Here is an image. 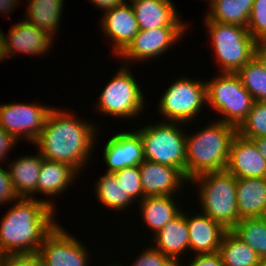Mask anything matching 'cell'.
<instances>
[{
  "label": "cell",
  "mask_w": 266,
  "mask_h": 266,
  "mask_svg": "<svg viewBox=\"0 0 266 266\" xmlns=\"http://www.w3.org/2000/svg\"><path fill=\"white\" fill-rule=\"evenodd\" d=\"M97 129L92 123L53 107L34 145L44 159L68 164L79 173L92 155Z\"/></svg>",
  "instance_id": "1"
},
{
  "label": "cell",
  "mask_w": 266,
  "mask_h": 266,
  "mask_svg": "<svg viewBox=\"0 0 266 266\" xmlns=\"http://www.w3.org/2000/svg\"><path fill=\"white\" fill-rule=\"evenodd\" d=\"M0 222V251L4 255L35 254L55 228V204L48 199L19 197Z\"/></svg>",
  "instance_id": "2"
},
{
  "label": "cell",
  "mask_w": 266,
  "mask_h": 266,
  "mask_svg": "<svg viewBox=\"0 0 266 266\" xmlns=\"http://www.w3.org/2000/svg\"><path fill=\"white\" fill-rule=\"evenodd\" d=\"M237 128L222 121L207 125L196 134L186 135V178L225 170L231 142Z\"/></svg>",
  "instance_id": "3"
},
{
  "label": "cell",
  "mask_w": 266,
  "mask_h": 266,
  "mask_svg": "<svg viewBox=\"0 0 266 266\" xmlns=\"http://www.w3.org/2000/svg\"><path fill=\"white\" fill-rule=\"evenodd\" d=\"M198 184L202 213L231 230L241 219L237 206V178L226 169L206 172L189 181Z\"/></svg>",
  "instance_id": "4"
},
{
  "label": "cell",
  "mask_w": 266,
  "mask_h": 266,
  "mask_svg": "<svg viewBox=\"0 0 266 266\" xmlns=\"http://www.w3.org/2000/svg\"><path fill=\"white\" fill-rule=\"evenodd\" d=\"M220 72L237 73L255 56L257 41L247 27L205 20Z\"/></svg>",
  "instance_id": "5"
},
{
  "label": "cell",
  "mask_w": 266,
  "mask_h": 266,
  "mask_svg": "<svg viewBox=\"0 0 266 266\" xmlns=\"http://www.w3.org/2000/svg\"><path fill=\"white\" fill-rule=\"evenodd\" d=\"M181 122L162 121L136 130L145 160L177 168L186 177V133ZM180 126V127H179Z\"/></svg>",
  "instance_id": "6"
},
{
  "label": "cell",
  "mask_w": 266,
  "mask_h": 266,
  "mask_svg": "<svg viewBox=\"0 0 266 266\" xmlns=\"http://www.w3.org/2000/svg\"><path fill=\"white\" fill-rule=\"evenodd\" d=\"M207 105L221 114L222 121L238 128L251 110L254 99L243 87L237 73L220 72L218 76L205 81Z\"/></svg>",
  "instance_id": "7"
},
{
  "label": "cell",
  "mask_w": 266,
  "mask_h": 266,
  "mask_svg": "<svg viewBox=\"0 0 266 266\" xmlns=\"http://www.w3.org/2000/svg\"><path fill=\"white\" fill-rule=\"evenodd\" d=\"M130 65H123L114 77L105 85L99 95L97 111L104 115L134 118L144 110V94L134 74L129 70Z\"/></svg>",
  "instance_id": "8"
},
{
  "label": "cell",
  "mask_w": 266,
  "mask_h": 266,
  "mask_svg": "<svg viewBox=\"0 0 266 266\" xmlns=\"http://www.w3.org/2000/svg\"><path fill=\"white\" fill-rule=\"evenodd\" d=\"M160 98L158 109L166 121L192 123L207 103L206 83L183 77L171 83Z\"/></svg>",
  "instance_id": "9"
},
{
  "label": "cell",
  "mask_w": 266,
  "mask_h": 266,
  "mask_svg": "<svg viewBox=\"0 0 266 266\" xmlns=\"http://www.w3.org/2000/svg\"><path fill=\"white\" fill-rule=\"evenodd\" d=\"M7 103L0 105V127L17 141L26 139L32 142L38 138L48 114L53 109L46 105Z\"/></svg>",
  "instance_id": "10"
},
{
  "label": "cell",
  "mask_w": 266,
  "mask_h": 266,
  "mask_svg": "<svg viewBox=\"0 0 266 266\" xmlns=\"http://www.w3.org/2000/svg\"><path fill=\"white\" fill-rule=\"evenodd\" d=\"M85 247L57 224L45 237L37 254L43 266H88L90 254Z\"/></svg>",
  "instance_id": "11"
},
{
  "label": "cell",
  "mask_w": 266,
  "mask_h": 266,
  "mask_svg": "<svg viewBox=\"0 0 266 266\" xmlns=\"http://www.w3.org/2000/svg\"><path fill=\"white\" fill-rule=\"evenodd\" d=\"M186 30V27H157L152 30H139L118 59L125 58L122 65H127L131 59L142 62L153 57H160L169 47L171 48V45H175L181 40L180 38H183L181 36Z\"/></svg>",
  "instance_id": "12"
},
{
  "label": "cell",
  "mask_w": 266,
  "mask_h": 266,
  "mask_svg": "<svg viewBox=\"0 0 266 266\" xmlns=\"http://www.w3.org/2000/svg\"><path fill=\"white\" fill-rule=\"evenodd\" d=\"M103 151L102 159L107 166L105 173L140 165L145 160L143 143L136 131L113 135L105 144Z\"/></svg>",
  "instance_id": "13"
},
{
  "label": "cell",
  "mask_w": 266,
  "mask_h": 266,
  "mask_svg": "<svg viewBox=\"0 0 266 266\" xmlns=\"http://www.w3.org/2000/svg\"><path fill=\"white\" fill-rule=\"evenodd\" d=\"M226 170L238 178H266V160L255 143L238 133L234 136Z\"/></svg>",
  "instance_id": "14"
},
{
  "label": "cell",
  "mask_w": 266,
  "mask_h": 266,
  "mask_svg": "<svg viewBox=\"0 0 266 266\" xmlns=\"http://www.w3.org/2000/svg\"><path fill=\"white\" fill-rule=\"evenodd\" d=\"M123 3L105 11L102 31L113 41V54L119 56L138 33L139 26L131 4Z\"/></svg>",
  "instance_id": "15"
},
{
  "label": "cell",
  "mask_w": 266,
  "mask_h": 266,
  "mask_svg": "<svg viewBox=\"0 0 266 266\" xmlns=\"http://www.w3.org/2000/svg\"><path fill=\"white\" fill-rule=\"evenodd\" d=\"M144 197L177 194L187 178L175 167L144 160L139 165ZM178 190V191H177Z\"/></svg>",
  "instance_id": "16"
},
{
  "label": "cell",
  "mask_w": 266,
  "mask_h": 266,
  "mask_svg": "<svg viewBox=\"0 0 266 266\" xmlns=\"http://www.w3.org/2000/svg\"><path fill=\"white\" fill-rule=\"evenodd\" d=\"M5 34L6 58L12 57L16 52L31 55H43L53 45L54 38L43 30L29 23L25 19L16 23L9 29V37ZM48 50V51H47Z\"/></svg>",
  "instance_id": "17"
},
{
  "label": "cell",
  "mask_w": 266,
  "mask_h": 266,
  "mask_svg": "<svg viewBox=\"0 0 266 266\" xmlns=\"http://www.w3.org/2000/svg\"><path fill=\"white\" fill-rule=\"evenodd\" d=\"M188 216L185 212L189 230V251H193L195 255L217 253L228 230L202 212Z\"/></svg>",
  "instance_id": "18"
},
{
  "label": "cell",
  "mask_w": 266,
  "mask_h": 266,
  "mask_svg": "<svg viewBox=\"0 0 266 266\" xmlns=\"http://www.w3.org/2000/svg\"><path fill=\"white\" fill-rule=\"evenodd\" d=\"M140 30L186 27L171 0H136L130 3Z\"/></svg>",
  "instance_id": "19"
},
{
  "label": "cell",
  "mask_w": 266,
  "mask_h": 266,
  "mask_svg": "<svg viewBox=\"0 0 266 266\" xmlns=\"http://www.w3.org/2000/svg\"><path fill=\"white\" fill-rule=\"evenodd\" d=\"M155 247L163 255L171 257L176 262L182 261L184 252H189V230L185 212H181L172 221H169L153 236Z\"/></svg>",
  "instance_id": "20"
},
{
  "label": "cell",
  "mask_w": 266,
  "mask_h": 266,
  "mask_svg": "<svg viewBox=\"0 0 266 266\" xmlns=\"http://www.w3.org/2000/svg\"><path fill=\"white\" fill-rule=\"evenodd\" d=\"M236 194L240 219L266 216V178H238Z\"/></svg>",
  "instance_id": "21"
},
{
  "label": "cell",
  "mask_w": 266,
  "mask_h": 266,
  "mask_svg": "<svg viewBox=\"0 0 266 266\" xmlns=\"http://www.w3.org/2000/svg\"><path fill=\"white\" fill-rule=\"evenodd\" d=\"M43 156L25 155L11 161L8 165L12 186L18 197L34 198Z\"/></svg>",
  "instance_id": "22"
},
{
  "label": "cell",
  "mask_w": 266,
  "mask_h": 266,
  "mask_svg": "<svg viewBox=\"0 0 266 266\" xmlns=\"http://www.w3.org/2000/svg\"><path fill=\"white\" fill-rule=\"evenodd\" d=\"M174 197L171 195L165 196H146L140 202V215L143 217V222L156 234L169 221L176 218L182 208L177 206ZM173 198V199H172Z\"/></svg>",
  "instance_id": "23"
},
{
  "label": "cell",
  "mask_w": 266,
  "mask_h": 266,
  "mask_svg": "<svg viewBox=\"0 0 266 266\" xmlns=\"http://www.w3.org/2000/svg\"><path fill=\"white\" fill-rule=\"evenodd\" d=\"M79 173L70 165L43 158L39 172L37 193L60 195Z\"/></svg>",
  "instance_id": "24"
},
{
  "label": "cell",
  "mask_w": 266,
  "mask_h": 266,
  "mask_svg": "<svg viewBox=\"0 0 266 266\" xmlns=\"http://www.w3.org/2000/svg\"><path fill=\"white\" fill-rule=\"evenodd\" d=\"M64 0H28L26 18L50 37L58 31Z\"/></svg>",
  "instance_id": "25"
},
{
  "label": "cell",
  "mask_w": 266,
  "mask_h": 266,
  "mask_svg": "<svg viewBox=\"0 0 266 266\" xmlns=\"http://www.w3.org/2000/svg\"><path fill=\"white\" fill-rule=\"evenodd\" d=\"M254 0H211L205 20L247 27Z\"/></svg>",
  "instance_id": "26"
},
{
  "label": "cell",
  "mask_w": 266,
  "mask_h": 266,
  "mask_svg": "<svg viewBox=\"0 0 266 266\" xmlns=\"http://www.w3.org/2000/svg\"><path fill=\"white\" fill-rule=\"evenodd\" d=\"M218 253L224 266H260L261 259L256 252L228 230L222 239Z\"/></svg>",
  "instance_id": "27"
},
{
  "label": "cell",
  "mask_w": 266,
  "mask_h": 266,
  "mask_svg": "<svg viewBox=\"0 0 266 266\" xmlns=\"http://www.w3.org/2000/svg\"><path fill=\"white\" fill-rule=\"evenodd\" d=\"M97 181L95 194L103 206L119 211L128 208L134 202L113 173H106Z\"/></svg>",
  "instance_id": "28"
},
{
  "label": "cell",
  "mask_w": 266,
  "mask_h": 266,
  "mask_svg": "<svg viewBox=\"0 0 266 266\" xmlns=\"http://www.w3.org/2000/svg\"><path fill=\"white\" fill-rule=\"evenodd\" d=\"M231 231L248 244L260 259L266 257V216L243 218Z\"/></svg>",
  "instance_id": "29"
},
{
  "label": "cell",
  "mask_w": 266,
  "mask_h": 266,
  "mask_svg": "<svg viewBox=\"0 0 266 266\" xmlns=\"http://www.w3.org/2000/svg\"><path fill=\"white\" fill-rule=\"evenodd\" d=\"M237 74L254 101H266V71L255 56Z\"/></svg>",
  "instance_id": "30"
},
{
  "label": "cell",
  "mask_w": 266,
  "mask_h": 266,
  "mask_svg": "<svg viewBox=\"0 0 266 266\" xmlns=\"http://www.w3.org/2000/svg\"><path fill=\"white\" fill-rule=\"evenodd\" d=\"M237 133L248 139L266 137V101H254Z\"/></svg>",
  "instance_id": "31"
},
{
  "label": "cell",
  "mask_w": 266,
  "mask_h": 266,
  "mask_svg": "<svg viewBox=\"0 0 266 266\" xmlns=\"http://www.w3.org/2000/svg\"><path fill=\"white\" fill-rule=\"evenodd\" d=\"M113 174L134 201L144 198L139 165L123 168Z\"/></svg>",
  "instance_id": "32"
},
{
  "label": "cell",
  "mask_w": 266,
  "mask_h": 266,
  "mask_svg": "<svg viewBox=\"0 0 266 266\" xmlns=\"http://www.w3.org/2000/svg\"><path fill=\"white\" fill-rule=\"evenodd\" d=\"M247 29L257 42L266 41V0H254Z\"/></svg>",
  "instance_id": "33"
},
{
  "label": "cell",
  "mask_w": 266,
  "mask_h": 266,
  "mask_svg": "<svg viewBox=\"0 0 266 266\" xmlns=\"http://www.w3.org/2000/svg\"><path fill=\"white\" fill-rule=\"evenodd\" d=\"M151 247L150 248L148 247L147 250L140 253L139 257L136 258L135 261H133L131 266H177V262L174 259L166 255H163L152 245ZM110 266H123V265L117 263L116 265L111 264Z\"/></svg>",
  "instance_id": "34"
},
{
  "label": "cell",
  "mask_w": 266,
  "mask_h": 266,
  "mask_svg": "<svg viewBox=\"0 0 266 266\" xmlns=\"http://www.w3.org/2000/svg\"><path fill=\"white\" fill-rule=\"evenodd\" d=\"M10 177L8 169H3L0 165V205L11 203L18 199Z\"/></svg>",
  "instance_id": "35"
},
{
  "label": "cell",
  "mask_w": 266,
  "mask_h": 266,
  "mask_svg": "<svg viewBox=\"0 0 266 266\" xmlns=\"http://www.w3.org/2000/svg\"><path fill=\"white\" fill-rule=\"evenodd\" d=\"M1 266H43L37 253L21 255H5Z\"/></svg>",
  "instance_id": "36"
},
{
  "label": "cell",
  "mask_w": 266,
  "mask_h": 266,
  "mask_svg": "<svg viewBox=\"0 0 266 266\" xmlns=\"http://www.w3.org/2000/svg\"><path fill=\"white\" fill-rule=\"evenodd\" d=\"M180 261L177 262V266H183ZM187 266H224L220 254H198L193 257Z\"/></svg>",
  "instance_id": "37"
},
{
  "label": "cell",
  "mask_w": 266,
  "mask_h": 266,
  "mask_svg": "<svg viewBox=\"0 0 266 266\" xmlns=\"http://www.w3.org/2000/svg\"><path fill=\"white\" fill-rule=\"evenodd\" d=\"M18 142L12 135L0 127V162H3L7 154Z\"/></svg>",
  "instance_id": "38"
},
{
  "label": "cell",
  "mask_w": 266,
  "mask_h": 266,
  "mask_svg": "<svg viewBox=\"0 0 266 266\" xmlns=\"http://www.w3.org/2000/svg\"><path fill=\"white\" fill-rule=\"evenodd\" d=\"M92 4L95 5L97 8H101L102 10H110L113 9L114 7H117L121 4H123V0H90Z\"/></svg>",
  "instance_id": "39"
},
{
  "label": "cell",
  "mask_w": 266,
  "mask_h": 266,
  "mask_svg": "<svg viewBox=\"0 0 266 266\" xmlns=\"http://www.w3.org/2000/svg\"><path fill=\"white\" fill-rule=\"evenodd\" d=\"M255 57L259 60L266 71V41L257 42Z\"/></svg>",
  "instance_id": "40"
},
{
  "label": "cell",
  "mask_w": 266,
  "mask_h": 266,
  "mask_svg": "<svg viewBox=\"0 0 266 266\" xmlns=\"http://www.w3.org/2000/svg\"><path fill=\"white\" fill-rule=\"evenodd\" d=\"M18 0H0V12L4 14V16H8V13L13 12L15 8H17Z\"/></svg>",
  "instance_id": "41"
},
{
  "label": "cell",
  "mask_w": 266,
  "mask_h": 266,
  "mask_svg": "<svg viewBox=\"0 0 266 266\" xmlns=\"http://www.w3.org/2000/svg\"><path fill=\"white\" fill-rule=\"evenodd\" d=\"M251 140L255 143L258 152L265 158L266 160V137L259 138H251Z\"/></svg>",
  "instance_id": "42"
},
{
  "label": "cell",
  "mask_w": 266,
  "mask_h": 266,
  "mask_svg": "<svg viewBox=\"0 0 266 266\" xmlns=\"http://www.w3.org/2000/svg\"><path fill=\"white\" fill-rule=\"evenodd\" d=\"M6 49H5V34L0 30V61L5 60Z\"/></svg>",
  "instance_id": "43"
},
{
  "label": "cell",
  "mask_w": 266,
  "mask_h": 266,
  "mask_svg": "<svg viewBox=\"0 0 266 266\" xmlns=\"http://www.w3.org/2000/svg\"><path fill=\"white\" fill-rule=\"evenodd\" d=\"M260 266H266V257L261 259Z\"/></svg>",
  "instance_id": "44"
},
{
  "label": "cell",
  "mask_w": 266,
  "mask_h": 266,
  "mask_svg": "<svg viewBox=\"0 0 266 266\" xmlns=\"http://www.w3.org/2000/svg\"><path fill=\"white\" fill-rule=\"evenodd\" d=\"M4 256L5 255L0 251V266L2 265V261H3Z\"/></svg>",
  "instance_id": "45"
},
{
  "label": "cell",
  "mask_w": 266,
  "mask_h": 266,
  "mask_svg": "<svg viewBox=\"0 0 266 266\" xmlns=\"http://www.w3.org/2000/svg\"><path fill=\"white\" fill-rule=\"evenodd\" d=\"M129 1H131V3H132V2H134V1H136V0H129ZM123 2H124V3H127V1H125V0H123Z\"/></svg>",
  "instance_id": "46"
}]
</instances>
